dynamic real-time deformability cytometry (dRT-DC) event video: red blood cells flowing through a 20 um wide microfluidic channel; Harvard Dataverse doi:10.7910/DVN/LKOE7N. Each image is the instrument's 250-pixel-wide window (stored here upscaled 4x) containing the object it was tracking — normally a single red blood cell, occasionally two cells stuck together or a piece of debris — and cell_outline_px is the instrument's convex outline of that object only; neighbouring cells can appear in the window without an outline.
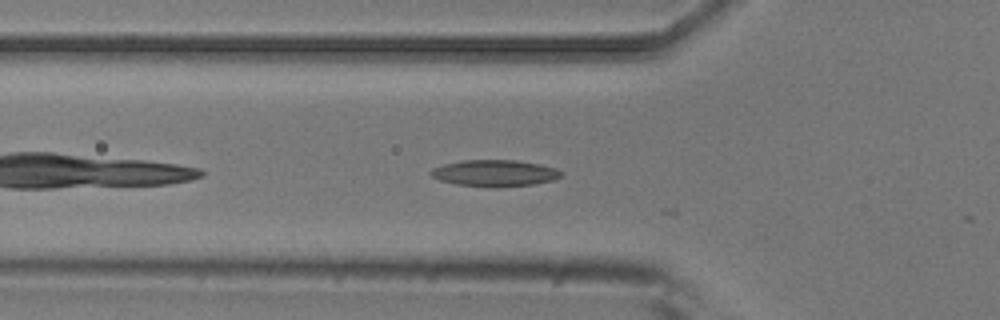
{"species": "common noctule bat (a hibernating species)", "species_latin": "Nyctalus noctula", "temperature_condition": "room temperature", "stored_images_in_passage": 9, "camera_frame_rate_fps": 3000, "um_per_image_px": 0.085, "animal": {"sex": "male", "body_mass_g": 20.5, "forearm_length_mm": 52.5}, "frame": {"image": 1, "passage_image": 5, "time_ms": 1.333, "image_size_px": [1000, 320], "cell_outline_px": [[560, 176], [552, 180], [532, 184], [496, 188], [456, 184], [440, 180], [432, 176], [428, 172], [432, 168], [444, 164], [464, 160], [516, 160], [540, 164], [556, 168], [560, 172]], "centroid_in_image_um": [42.01, 14.72], "position_along_channel_um": 83.8, "area_um2": 20.06}}